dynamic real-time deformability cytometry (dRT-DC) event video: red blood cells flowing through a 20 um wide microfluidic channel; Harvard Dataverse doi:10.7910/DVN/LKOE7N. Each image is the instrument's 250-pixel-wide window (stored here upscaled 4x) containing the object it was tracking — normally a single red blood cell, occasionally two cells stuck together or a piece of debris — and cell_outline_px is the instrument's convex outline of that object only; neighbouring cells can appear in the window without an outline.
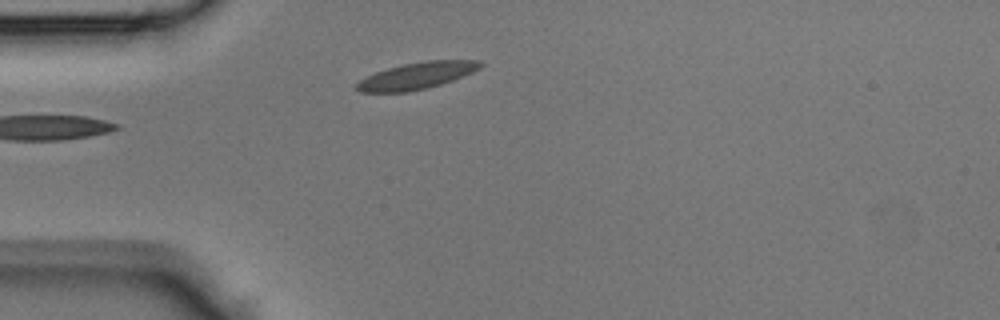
{"species": "Egyptian fruit bat (a non-hibernating species)", "species_latin": "Rousettus aegyptiacus", "temperature_condition": "room temperature", "stored_images_in_passage": 31, "camera_frame_rate_fps": 3000, "um_per_image_px": 0.085, "animal": {"sex": "male"}, "frame": {"image": 1, "passage_image": 1, "time_ms": 0.0, "image_size_px": [1000, 320], "cell_outline_px": [[484, 64], [480, 68], [472, 72], [452, 80], [428, 88], [408, 92], [360, 92], [356, 88], [356, 84], [360, 80], [376, 72], [388, 68], [404, 64], [428, 60], [480, 60]], "centroid_in_image_um": [35.44, 6.43], "position_along_channel_um": 49.6, "area_um2": 19.07}}
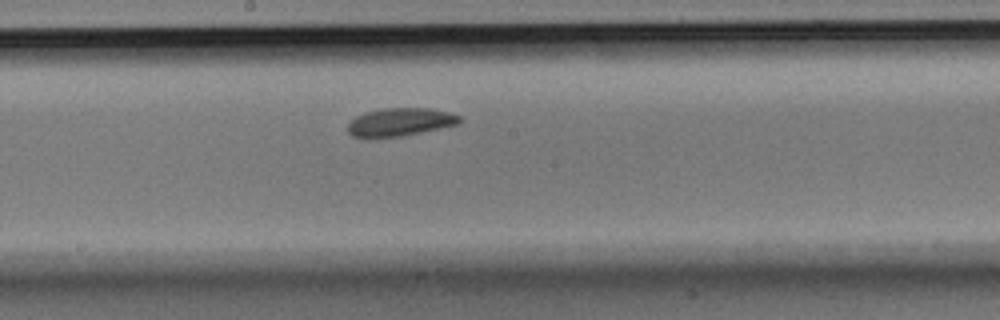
{"frame": {"image": 2, "passage_image": 13, "time_ms": 4.0, "image_size_px": [1000, 320], "cell_outline_px": [[464, 120], [460, 124], [404, 136], [352, 136], [348, 132], [348, 124], [356, 116], [364, 112], [384, 108], [428, 108], [448, 112], [460, 116]], "centroid_in_image_um": [34.08, 10.36], "position_along_channel_um": 214.1, "area_um2": 18.15}}
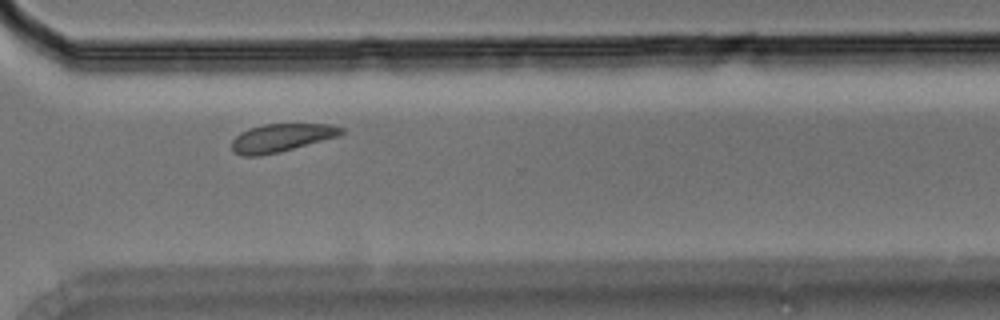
{"frame": {"image": 3, "passage_image": 22, "time_ms": 7.0, "image_size_px": [1000, 320], "cell_outline_px": [[344, 132], [340, 136], [260, 156], [244, 156], [236, 152], [232, 148], [232, 140], [240, 132], [248, 128], [264, 124], [332, 124], [344, 128]], "centroid_in_image_um": [23.93, 11.69], "position_along_channel_um": 346.7, "area_um2": 17.74}}